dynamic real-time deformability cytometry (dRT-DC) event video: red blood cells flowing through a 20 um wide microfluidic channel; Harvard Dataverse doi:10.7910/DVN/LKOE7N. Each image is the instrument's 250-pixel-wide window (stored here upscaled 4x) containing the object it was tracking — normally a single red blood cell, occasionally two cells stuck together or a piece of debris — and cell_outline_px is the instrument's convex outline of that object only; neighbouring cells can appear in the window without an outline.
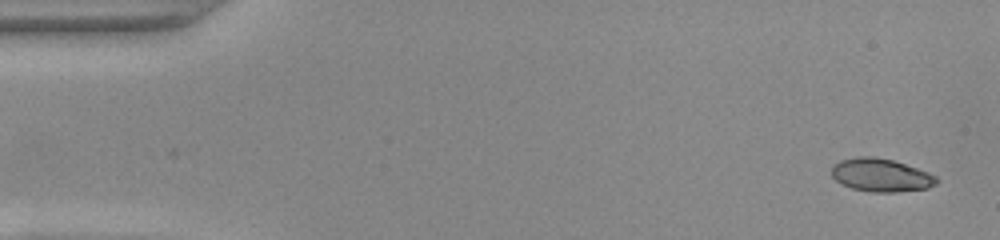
{"species": "common noctule bat (a hibernating species)", "species_latin": "Nyctalus noctula", "temperature_condition": "warm", "stored_images_in_passage": 50, "camera_frame_rate_fps": 3000, "um_per_image_px": 0.085, "animal": {"sex": "female", "body_mass_g": 22.0, "forearm_length_mm": 56.7}, "frame": {"image": 1, "passage_image": 1, "time_ms": 0.0, "image_size_px": [1000, 240], "cell_outline_px": [[940, 180], [936, 184], [928, 188], [896, 192], [872, 192], [852, 188], [840, 184], [832, 176], [832, 164], [840, 160], [860, 156], [872, 156], [892, 160], [928, 172], [936, 176]], "centroid_in_image_um": [74.87, 14.89], "position_along_channel_um": 10.1, "area_um2": 20.29}}
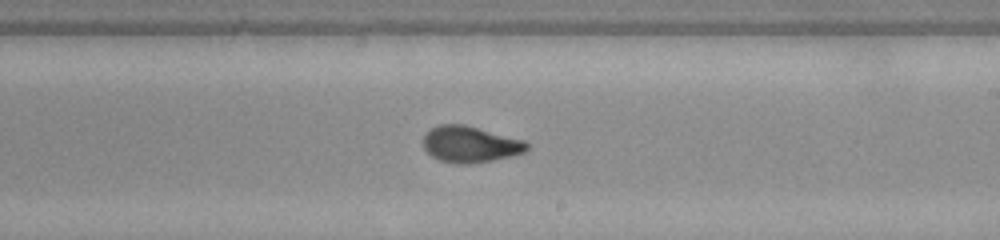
{"frame": {"image": 2, "passage_image": 29, "time_ms": 9.333, "image_size_px": [1000, 240], "cell_outline_px": [[528, 148], [524, 152], [492, 160], [468, 164], [460, 164], [440, 160], [432, 156], [424, 148], [424, 136], [432, 128], [440, 124], [464, 124], [524, 140], [528, 144]], "centroid_in_image_um": [39.96, 12.26], "position_along_channel_um": 249.0, "area_um2": 21.56}}
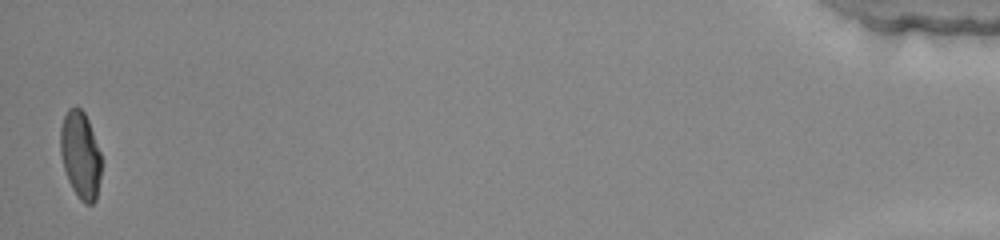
{"frame": {"image": 3, "passage_image": 50, "time_ms": 16.333, "image_size_px": [1000, 240], "cell_outline_px": [[100, 176], [96, 200], [92, 204], [84, 204], [80, 200], [72, 188], [68, 180], [64, 168], [60, 152], [60, 128], [64, 116], [68, 108], [76, 104], [84, 112], [88, 120], [100, 152]], "centroid_in_image_um": [6.82, 13.15], "position_along_channel_um": 428.4, "area_um2": 20.81}, "authors_computed_cell_mechanics": {"area_um2": 21.2415, "velocity_mm_per_s": 3.9445, "shape_relaxation_time_tau1_ms": 10.1724, "shape_relaxation_time_tau2_ms": 0.7045, "deformation_change_tau1": 0.3167, "deformation_change_tau2": 0.0647}}